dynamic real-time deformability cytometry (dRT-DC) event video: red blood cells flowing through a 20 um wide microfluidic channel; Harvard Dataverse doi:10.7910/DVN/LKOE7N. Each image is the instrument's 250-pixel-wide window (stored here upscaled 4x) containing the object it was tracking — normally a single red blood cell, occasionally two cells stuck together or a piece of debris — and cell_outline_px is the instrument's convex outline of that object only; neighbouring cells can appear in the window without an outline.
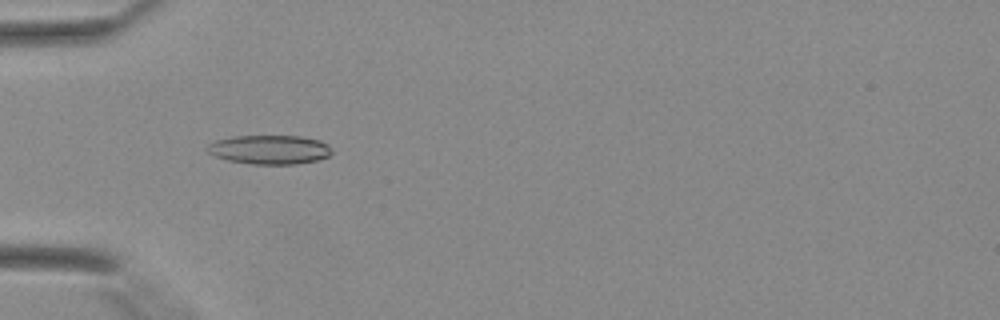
{"species": "Egyptian fruit bat (a non-hibernating species)", "species_latin": "Rousettus aegyptiacus", "temperature_condition": "warm", "stored_images_in_passage": 43, "camera_frame_rate_fps": 3000, "um_per_image_px": 0.085, "animal": {"sex": "female"}, "frame": {"image": 1, "passage_image": 15, "time_ms": 4.667, "image_size_px": [1000, 320], "cell_outline_px": [[332, 152], [328, 156], [316, 160], [296, 164], [252, 164], [228, 160], [216, 156], [208, 152], [208, 144], [216, 140], [232, 136], [300, 136], [320, 140], [328, 144], [332, 148]], "centroid_in_image_um": [22.94, 12.71], "position_along_channel_um": 62.1, "area_um2": 21.04}}
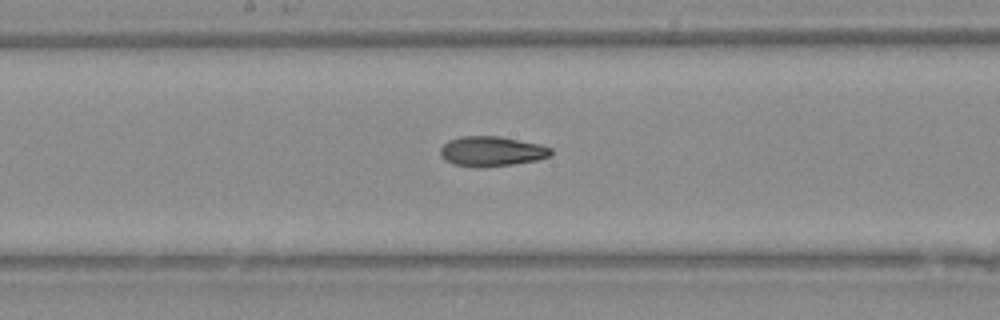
{"frame": {"image": 2, "passage_image": 24, "time_ms": 7.667, "image_size_px": [1000, 320], "cell_outline_px": [[552, 156], [536, 160], [512, 164], [484, 168], [476, 168], [452, 164], [444, 160], [440, 156], [440, 148], [448, 140], [460, 136], [500, 136], [540, 144], [552, 148]], "centroid_in_image_um": [41.76, 12.87], "position_along_channel_um": 206.4, "area_um2": 19.65}}
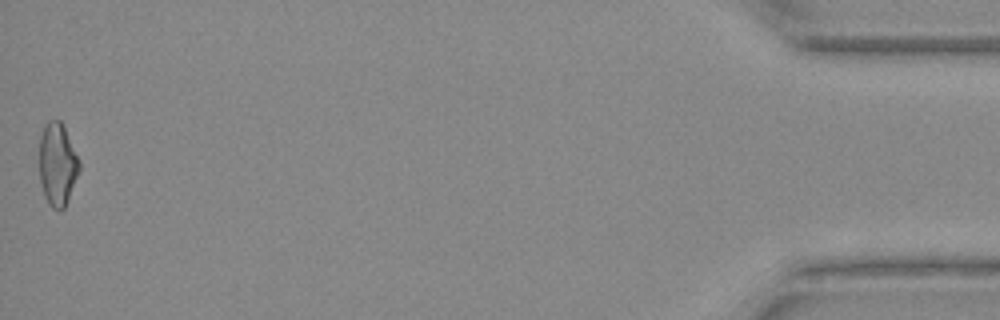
{"frame": {"image": 3, "passage_image": 43, "time_ms": 14.0, "image_size_px": [1000, 320], "cell_outline_px": [[80, 168], [68, 200], [64, 208], [60, 212], [52, 208], [44, 196], [40, 180], [40, 136], [44, 124], [48, 120], [60, 120], [80, 160]], "centroid_in_image_um": [4.88, 13.98], "position_along_channel_um": 430.3, "area_um2": 19.25}}